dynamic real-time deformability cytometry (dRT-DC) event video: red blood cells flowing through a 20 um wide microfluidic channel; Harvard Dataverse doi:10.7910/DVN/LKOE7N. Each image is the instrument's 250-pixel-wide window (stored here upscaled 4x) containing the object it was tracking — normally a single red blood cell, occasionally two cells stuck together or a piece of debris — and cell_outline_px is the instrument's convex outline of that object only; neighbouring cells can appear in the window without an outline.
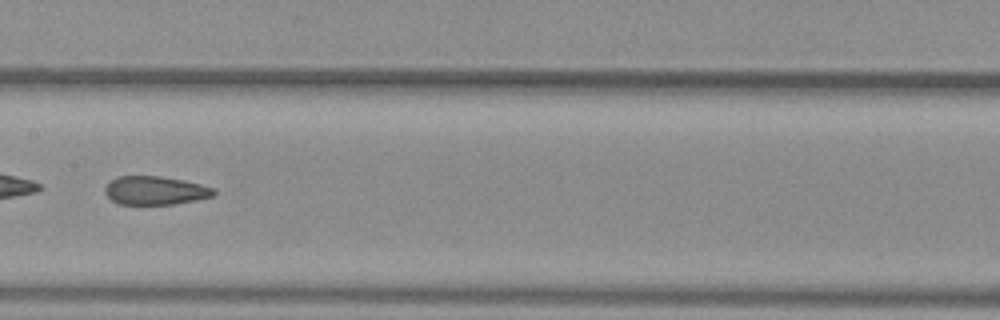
{"species": "common noctule bat (a hibernating species)", "species_latin": "Nyctalus noctula", "temperature_condition": "warm", "stored_images_in_passage": 34, "camera_frame_rate_fps": 3000, "um_per_image_px": 0.085, "animal": {"sex": "female", "body_mass_g": 29.2, "forearm_length_mm": 56.3}, "frame": {"image": 1, "passage_image": 10, "time_ms": 3.0, "image_size_px": [1000, 320], "cell_outline_px": [[216, 192], [212, 196], [196, 200], [176, 204], [120, 204], [112, 200], [104, 192], [104, 188], [116, 176], [160, 176], [184, 180], [216, 188]], "centroid_in_image_um": [13.21, 16.19], "position_along_channel_um": 194.2, "area_um2": 18.09}}